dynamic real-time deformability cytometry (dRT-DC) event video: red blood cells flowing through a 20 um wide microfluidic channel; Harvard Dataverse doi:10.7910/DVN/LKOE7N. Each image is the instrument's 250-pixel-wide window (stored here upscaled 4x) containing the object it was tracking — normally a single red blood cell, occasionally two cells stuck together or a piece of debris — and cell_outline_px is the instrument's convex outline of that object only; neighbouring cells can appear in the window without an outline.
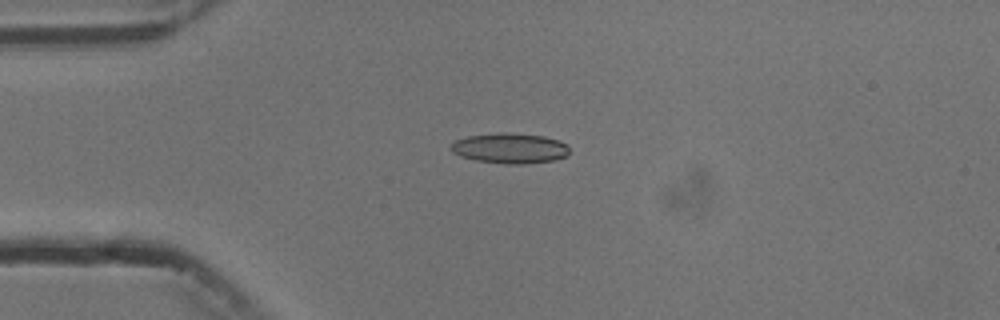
{"species": "common noctule bat (a hibernating species)", "species_latin": "Nyctalus noctula", "temperature_condition": "cold", "stored_images_in_passage": 2, "camera_frame_rate_fps": 3000, "um_per_image_px": 0.085, "animal": {"sex": "male", "body_mass_g": 13.3}, "frame": {"image": 1, "passage_image": 1, "time_ms": 0.0, "image_size_px": [1000, 320], "cell_outline_px": [[568, 156], [556, 160], [520, 164], [504, 164], [476, 160], [460, 156], [452, 152], [448, 148], [452, 140], [468, 136], [508, 132], [544, 136], [560, 140], [568, 144]], "centroid_in_image_um": [43.33, 12.6], "position_along_channel_um": 41.7, "area_um2": 21.21}}